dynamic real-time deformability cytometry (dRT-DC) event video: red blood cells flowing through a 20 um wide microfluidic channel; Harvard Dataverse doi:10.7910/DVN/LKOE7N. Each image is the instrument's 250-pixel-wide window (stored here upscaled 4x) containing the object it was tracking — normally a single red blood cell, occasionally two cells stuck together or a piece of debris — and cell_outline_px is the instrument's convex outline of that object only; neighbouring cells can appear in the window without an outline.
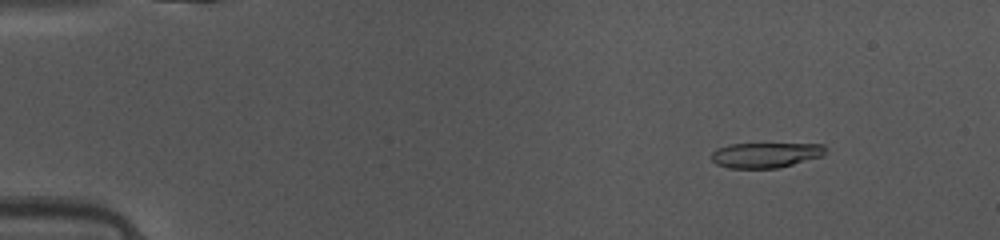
{"species": "common noctule bat (a hibernating species)", "species_latin": "Nyctalus noctula", "temperature_condition": "warm", "stored_images_in_passage": 45, "camera_frame_rate_fps": 3000, "um_per_image_px": 0.085, "animal": {"sex": "female", "body_mass_g": 10.0, "forearm_length_mm": 53.1}, "frame": {"image": 1, "passage_image": 3, "time_ms": 0.667, "image_size_px": [1000, 240], "cell_outline_px": [[828, 148], [824, 156], [776, 168], [728, 168], [716, 164], [712, 160], [712, 152], [716, 148], [728, 144], [824, 144]], "centroid_in_image_um": [65.09, 13.17], "position_along_channel_um": 19.9, "area_um2": 16.82}}
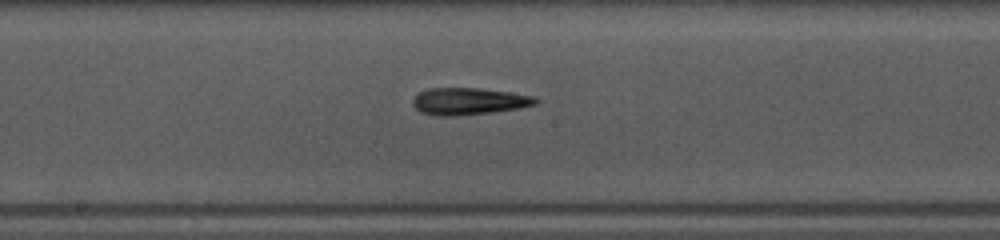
{"frame": {"image": 2, "passage_image": 23, "time_ms": 7.333, "image_size_px": [1000, 240], "cell_outline_px": [[540, 100], [536, 104], [520, 108], [492, 112], [456, 116], [436, 116], [420, 112], [412, 104], [412, 100], [416, 92], [428, 88], [480, 88], [536, 96]], "centroid_in_image_um": [39.82, 8.6], "position_along_channel_um": 208.4, "area_um2": 19.59}}
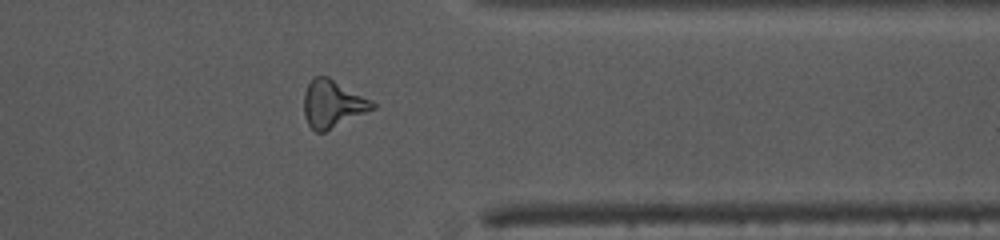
{"frame": {"image": 3, "passage_image": 36, "time_ms": 11.667, "image_size_px": [1000, 240], "cell_outline_px": [[376, 108], [324, 132], [316, 132], [308, 124], [304, 116], [304, 92], [312, 76], [328, 76], [372, 100], [376, 104]], "centroid_in_image_um": [28.27, 8.82], "position_along_channel_um": 383.1, "area_um2": 19.02}, "authors_computed_cell_mechanics": {"area_um2": 18.4382, "velocity_mm_per_s": 4.1588, "shape_relaxation_time_tau1_ms": 8.7239, "shape_relaxation_time_tau2_ms": 5.1915, "deformation_change_tau1": 0.2168, "deformation_change_tau2": 0.1888}}